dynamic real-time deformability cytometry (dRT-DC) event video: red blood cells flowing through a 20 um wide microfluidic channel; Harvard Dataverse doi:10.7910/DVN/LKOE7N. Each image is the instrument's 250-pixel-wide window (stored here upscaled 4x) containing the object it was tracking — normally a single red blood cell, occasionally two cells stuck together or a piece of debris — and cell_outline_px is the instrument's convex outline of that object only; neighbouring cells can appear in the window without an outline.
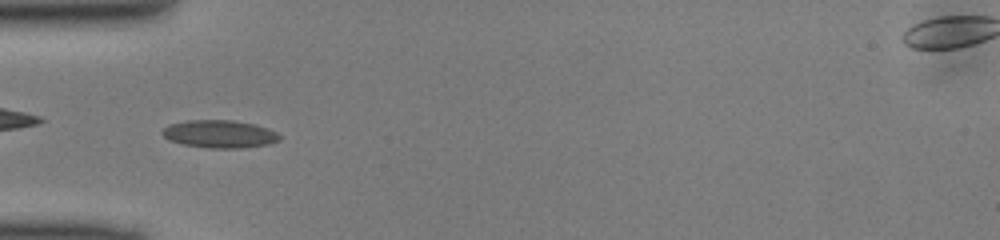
{"species": "common noctule bat (a hibernating species)", "species_latin": "Nyctalus noctula", "temperature_condition": "cold", "stored_images_in_passage": 48, "camera_frame_rate_fps": 3000, "um_per_image_px": 0.085, "animal": {"sex": "male", "body_mass_g": 13.0, "forearm_length_mm": 53.1}, "frame": {"image": 1, "passage_image": 15, "time_ms": 4.667, "image_size_px": [1000, 240], "cell_outline_px": [[280, 140], [268, 144], [244, 148], [208, 148], [180, 144], [168, 140], [160, 132], [168, 124], [188, 120], [232, 120], [256, 124], [268, 128], [276, 132], [280, 136]], "centroid_in_image_um": [18.64, 11.39], "position_along_channel_um": 66.4, "area_um2": 19.19}}
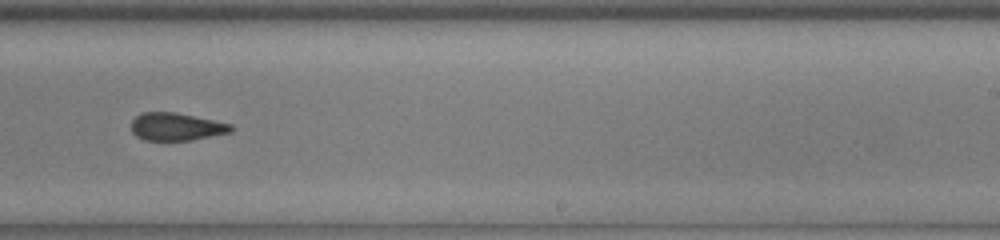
{"frame": {"image": 2, "passage_image": 30, "time_ms": 9.667, "image_size_px": [1000, 240], "cell_outline_px": [[236, 128], [232, 132], [192, 140], [144, 140], [136, 136], [132, 132], [132, 120], [140, 112], [176, 112], [232, 124]], "centroid_in_image_um": [15.01, 10.77], "position_along_channel_um": 274.0, "area_um2": 16.24}}
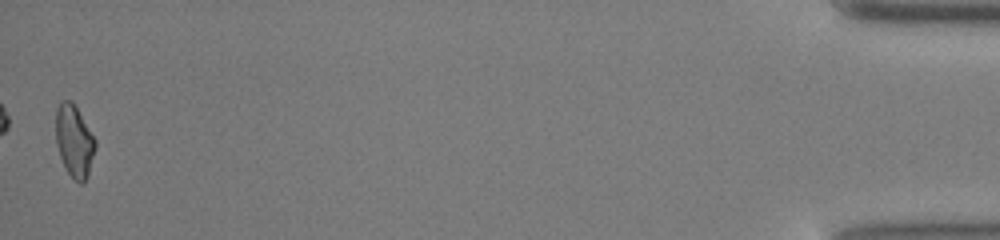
{"frame": {"image": 3, "passage_image": 48, "time_ms": 15.667, "image_size_px": [1000, 240], "cell_outline_px": [[96, 148], [88, 176], [84, 184], [80, 184], [68, 172], [60, 156], [56, 144], [56, 108], [60, 100], [72, 100], [96, 140]], "centroid_in_image_um": [6.32, 11.97], "position_along_channel_um": 428.9, "area_um2": 16.65}}